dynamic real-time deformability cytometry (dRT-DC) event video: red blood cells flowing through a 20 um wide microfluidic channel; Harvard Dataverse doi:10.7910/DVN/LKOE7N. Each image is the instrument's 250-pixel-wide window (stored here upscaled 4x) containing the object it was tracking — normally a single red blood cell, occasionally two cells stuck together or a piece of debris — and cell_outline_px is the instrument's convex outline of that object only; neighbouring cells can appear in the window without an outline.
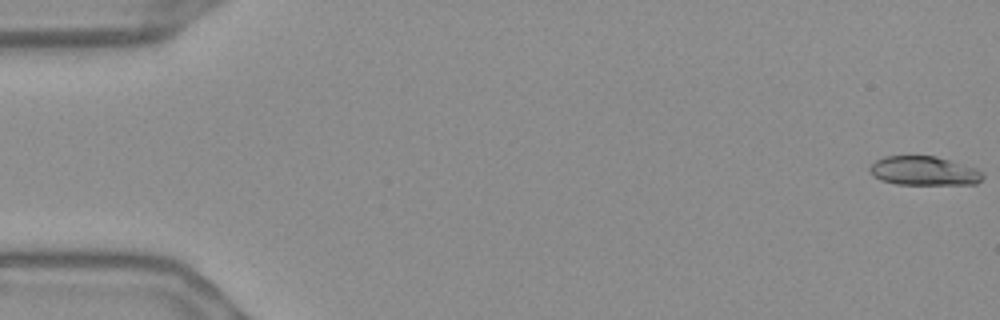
{"species": "Egyptian fruit bat (a non-hibernating species)", "species_latin": "Rousettus aegyptiacus", "temperature_condition": "warm", "stored_images_in_passage": 56, "camera_frame_rate_fps": 3000, "um_per_image_px": 0.085, "frame": {"image": 1, "passage_image": 1, "time_ms": 0.0, "image_size_px": [1000, 320], "cell_outline_px": [[984, 176], [976, 184], [896, 184], [880, 180], [872, 176], [868, 172], [868, 168], [876, 160], [884, 156], [936, 156], [976, 168], [984, 172]], "centroid_in_image_um": [78.51, 14.53], "position_along_channel_um": 6.5, "area_um2": 19.25}}
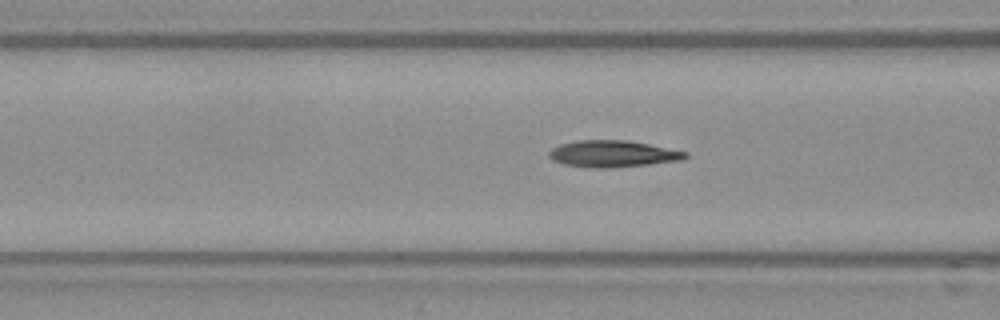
{"frame": {"image": 2, "passage_image": 22, "time_ms": 7.0, "image_size_px": [1000, 320], "cell_outline_px": [[688, 156], [684, 160], [648, 164], [608, 168], [600, 168], [564, 164], [552, 160], [548, 156], [548, 152], [552, 148], [560, 144], [576, 140], [628, 140], [688, 152]], "centroid_in_image_um": [52.08, 13.06], "position_along_channel_um": 114.5, "area_um2": 21.1}}
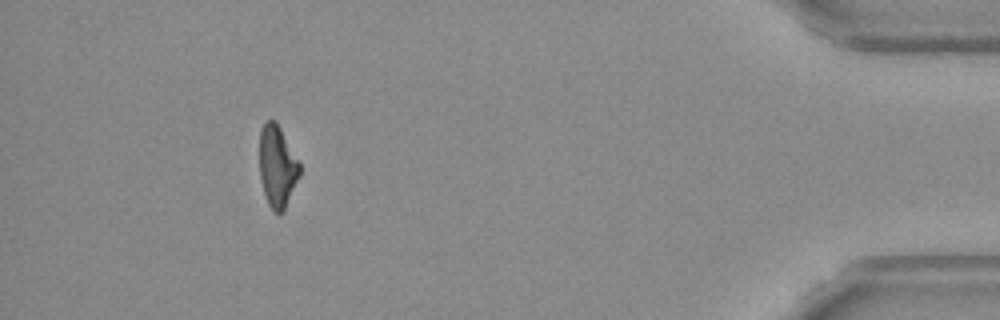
{"frame": {"image": 3, "passage_image": 51, "time_ms": 16.667, "image_size_px": [1000, 320], "cell_outline_px": [[300, 176], [284, 212], [280, 216], [272, 212], [264, 196], [260, 176], [260, 128], [268, 120], [276, 120], [300, 164]], "centroid_in_image_um": [23.57, 14.21], "position_along_channel_um": 411.6, "area_um2": 19.42}, "authors_computed_cell_mechanics": {"area_um2": 20.1722, "velocity_mm_per_s": 3.6917, "shape_relaxation_time_tau1_ms": 6.3522, "shape_relaxation_time_tau2_ms": 3.0611, "deformation_change_tau1": 0.1857, "deformation_change_tau2": 0.1073}}